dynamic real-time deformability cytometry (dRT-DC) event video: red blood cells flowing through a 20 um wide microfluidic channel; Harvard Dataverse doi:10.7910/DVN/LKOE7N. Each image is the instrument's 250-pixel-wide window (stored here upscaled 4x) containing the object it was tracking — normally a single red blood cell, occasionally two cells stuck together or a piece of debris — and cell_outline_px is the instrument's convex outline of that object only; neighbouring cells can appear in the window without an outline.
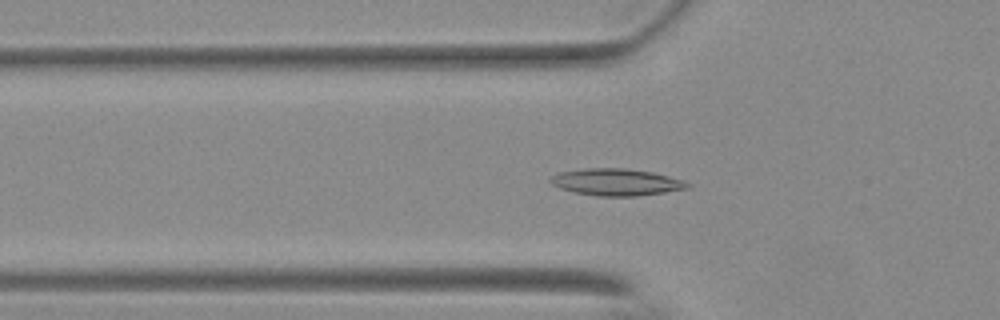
{"species": "Egyptian fruit bat (a non-hibernating species)", "species_latin": "Rousettus aegyptiacus", "temperature_condition": "warm", "stored_images_in_passage": 57, "segment_of_instrument_passage": [1, 2], "camera_frame_rate_fps": 3000, "um_per_image_px": 0.085, "animal": {"sex": "female"}, "frame": {"image": 1, "passage_image": 19, "time_ms": 6.0, "image_size_px": [1000, 320], "cell_outline_px": [[692, 188], [636, 196], [596, 196], [576, 192], [560, 188], [552, 184], [548, 180], [552, 176], [560, 172], [588, 168], [624, 168], [652, 172], [684, 180], [692, 184]], "centroid_in_image_um": [52.43, 15.48], "position_along_channel_um": 73.4, "area_um2": 21.44}}
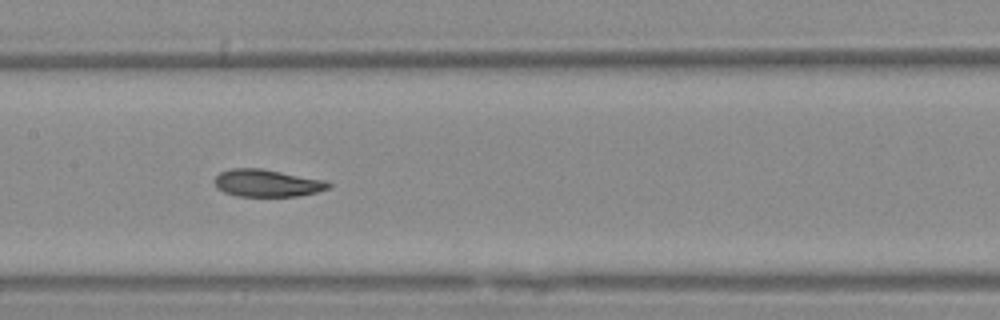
{"frame": {"image": 2, "passage_image": 28, "time_ms": 9.0, "image_size_px": [1000, 320], "cell_outline_px": [[332, 184], [328, 188], [316, 192], [300, 196], [236, 196], [224, 192], [216, 184], [216, 176], [220, 172], [232, 168], [260, 168], [328, 180]], "centroid_in_image_um": [22.76, 15.56], "position_along_channel_um": 184.6, "area_um2": 18.09}}
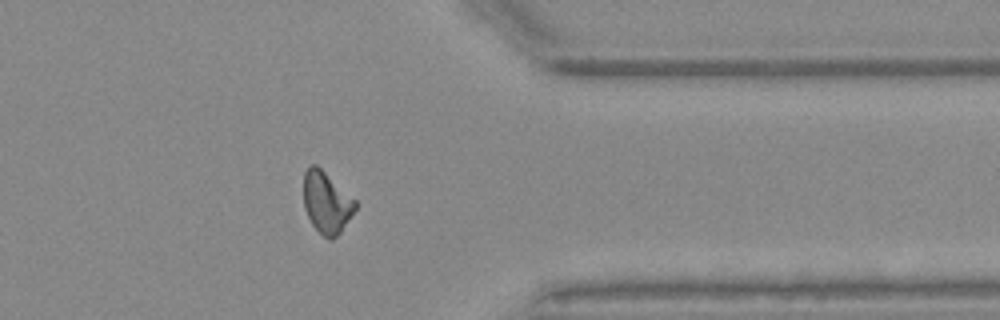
{"frame": {"image": 3, "passage_image": 45, "time_ms": 14.667, "image_size_px": [1000, 320], "cell_outline_px": [[360, 204], [340, 232], [332, 240], [328, 240], [312, 224], [304, 208], [304, 172], [312, 164], [316, 164], [356, 200]], "centroid_in_image_um": [27.78, 17.21], "position_along_channel_um": 383.6, "area_um2": 18.5}}